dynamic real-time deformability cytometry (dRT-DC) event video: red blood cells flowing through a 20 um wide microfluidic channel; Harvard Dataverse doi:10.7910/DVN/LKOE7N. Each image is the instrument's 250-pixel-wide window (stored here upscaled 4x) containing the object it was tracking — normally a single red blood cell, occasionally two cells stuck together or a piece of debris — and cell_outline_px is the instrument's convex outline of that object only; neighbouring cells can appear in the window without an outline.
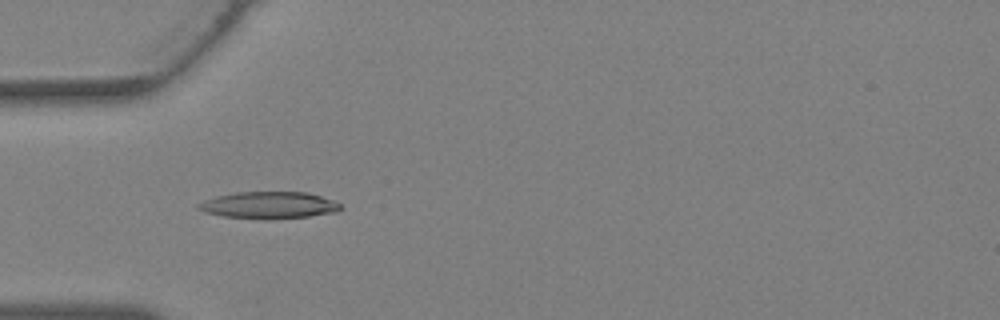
{"species": "Egyptian fruit bat (a non-hibernating species)", "species_latin": "Rousettus aegyptiacus", "temperature_condition": "warm", "stored_images_in_passage": 28, "camera_frame_rate_fps": 3000, "um_per_image_px": 0.085, "animal": {"sex": "female"}, "frame": {"image": 1, "passage_image": 3, "time_ms": 0.667, "image_size_px": [1000, 320], "cell_outline_px": [[340, 208], [336, 212], [308, 216], [224, 216], [204, 212], [200, 208], [200, 204], [204, 200], [216, 196], [236, 192], [308, 192], [332, 200], [340, 204]], "centroid_in_image_um": [22.88, 17.38], "position_along_channel_um": 62.1, "area_um2": 20.87}}
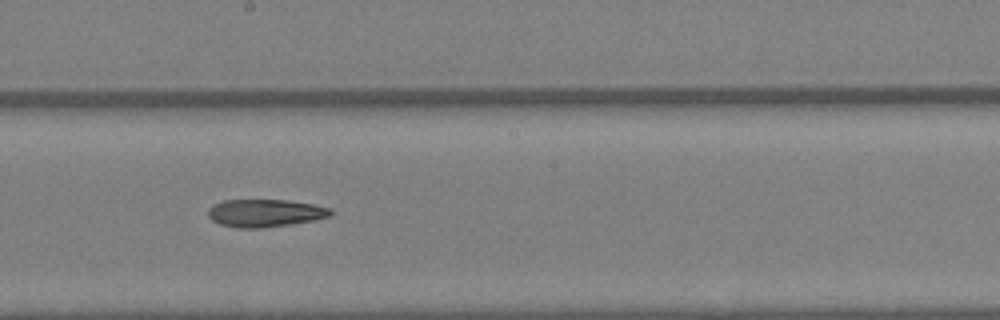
{"frame": {"image": 2, "passage_image": 12, "time_ms": 3.667, "image_size_px": [1000, 320], "cell_outline_px": [[332, 216], [312, 220], [288, 224], [260, 228], [236, 228], [220, 224], [212, 220], [208, 216], [208, 208], [212, 204], [224, 200], [284, 200], [312, 204], [332, 208]], "centroid_in_image_um": [22.5, 18.1], "position_along_channel_um": 225.7, "area_um2": 19.71}}
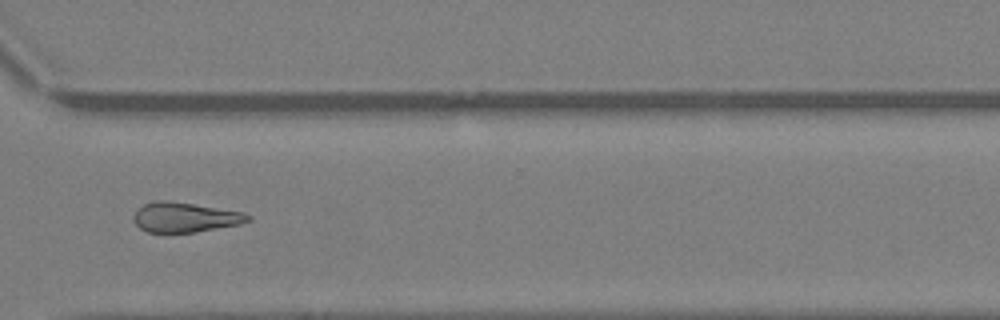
{"frame": {"image": 3, "passage_image": 19, "time_ms": 6.0, "image_size_px": [1000, 320], "cell_outline_px": [[252, 220], [240, 224], [196, 232], [148, 232], [140, 228], [136, 224], [132, 216], [136, 208], [144, 204], [156, 200], [164, 200], [192, 204], [244, 212], [252, 216]], "centroid_in_image_um": [15.72, 18.47], "position_along_channel_um": 354.9, "area_um2": 19.88}}